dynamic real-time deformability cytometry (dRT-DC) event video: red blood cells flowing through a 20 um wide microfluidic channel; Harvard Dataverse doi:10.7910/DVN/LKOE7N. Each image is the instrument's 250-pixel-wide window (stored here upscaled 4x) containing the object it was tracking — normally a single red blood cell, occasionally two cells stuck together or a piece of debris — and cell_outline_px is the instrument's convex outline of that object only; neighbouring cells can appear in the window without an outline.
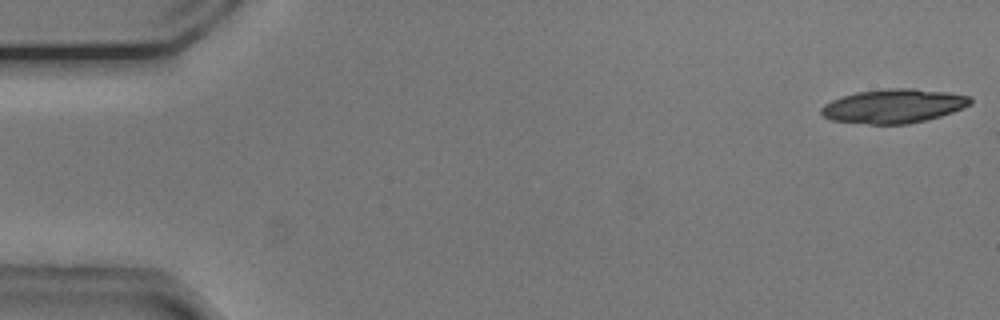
{"species": "common noctule bat (a hibernating species)", "species_latin": "Nyctalus noctula", "temperature_condition": "cold", "stored_images_in_passage": 49, "camera_frame_rate_fps": 3000, "um_per_image_px": 0.085, "animal": {"sex": "male", "body_mass_g": 20.5, "forearm_length_mm": 52.5}, "frame": {"image": 1, "passage_image": 1, "time_ms": 0.0, "image_size_px": [1000, 320], "cell_outline_px": [[972, 104], [964, 108], [940, 116], [908, 124], [872, 124], [832, 120], [824, 116], [820, 112], [820, 108], [824, 104], [832, 100], [856, 92], [888, 88], [912, 88], [948, 92], [972, 96]], "centroid_in_image_um": [75.99, 9.0], "position_along_channel_um": 9.0, "area_um2": 29.54}}
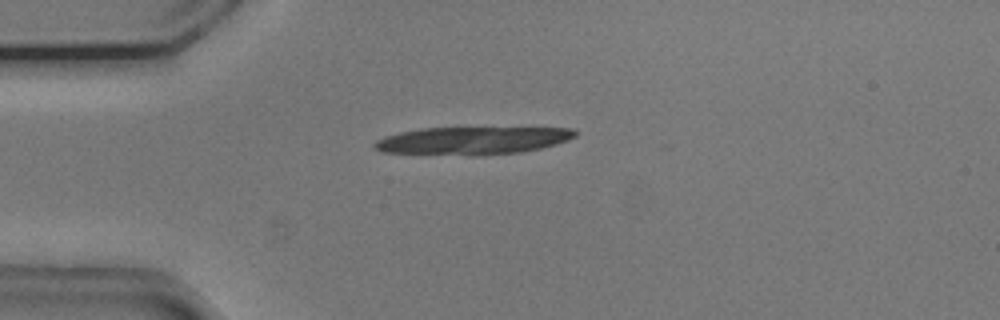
{"frame": {"image": 2, "passage_image": 13, "time_ms": 4.0, "image_size_px": [1000, 320], "cell_outline_px": [[576, 136], [568, 140], [556, 144], [540, 148], [520, 152], [476, 156], [472, 156], [384, 152], [372, 148], [372, 144], [376, 140], [384, 136], [400, 132], [420, 128], [572, 128], [576, 132]], "centroid_in_image_um": [40.1, 11.96], "position_along_channel_um": 44.9, "area_um2": 32.54}}
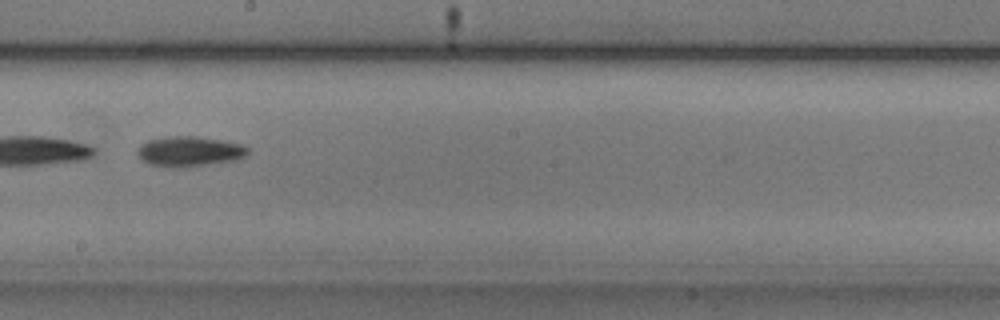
{"frame": {"image": 3, "passage_image": 30, "time_ms": 9.667, "image_size_px": [1000, 320], "cell_outline_px": [[248, 152], [240, 160], [184, 168], [172, 168], [148, 164], [136, 152], [136, 148], [140, 144], [148, 140], [172, 136], [196, 136], [220, 140], [240, 144], [248, 148]], "centroid_in_image_um": [16.09, 12.89], "position_along_channel_um": 232.1, "area_um2": 19.59}, "authors_computed_cell_mechanics": {"area_um2": 19.5942, "velocity_mm_per_s": 3.7396, "shape_relaxation_time_tau1_ms": 2.632, "shape_relaxation_time_tau2_ms": null, "deformation_change_tau1": 0.1038, "deformation_change_tau2": null}}